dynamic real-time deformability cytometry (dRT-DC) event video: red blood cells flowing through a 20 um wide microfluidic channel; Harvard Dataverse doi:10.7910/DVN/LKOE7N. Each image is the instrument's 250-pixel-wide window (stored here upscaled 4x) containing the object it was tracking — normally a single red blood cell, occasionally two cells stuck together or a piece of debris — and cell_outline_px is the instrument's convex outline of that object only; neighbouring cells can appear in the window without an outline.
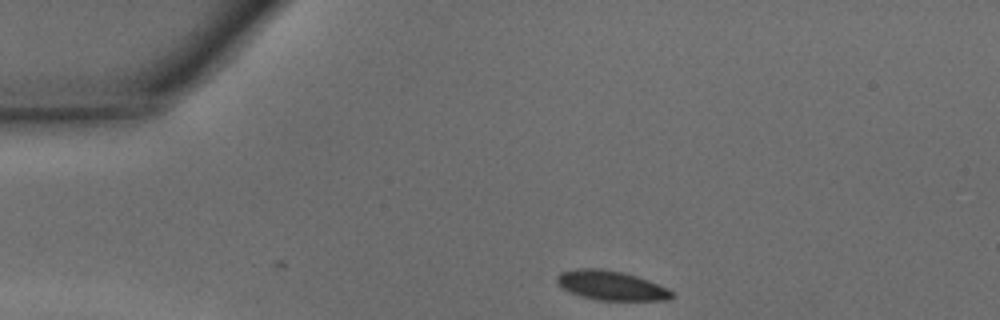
{"species": "common noctule bat (a hibernating species)", "species_latin": "Nyctalus noctula", "temperature_condition": "warm", "stored_images_in_passage": 28, "camera_frame_rate_fps": 3000, "um_per_image_px": 0.085, "animal": {"sex": "male", "body_mass_g": 15.6}, "frame": {"image": 1, "passage_image": 1, "time_ms": 0.0, "image_size_px": [1000, 320], "cell_outline_px": [[676, 296], [668, 300], [600, 300], [568, 292], [556, 284], [556, 276], [560, 272], [576, 268], [600, 268], [620, 272], [636, 276], [648, 280], [668, 288]], "centroid_in_image_um": [51.92, 24.26], "position_along_channel_um": 33.1, "area_um2": 19.71}}
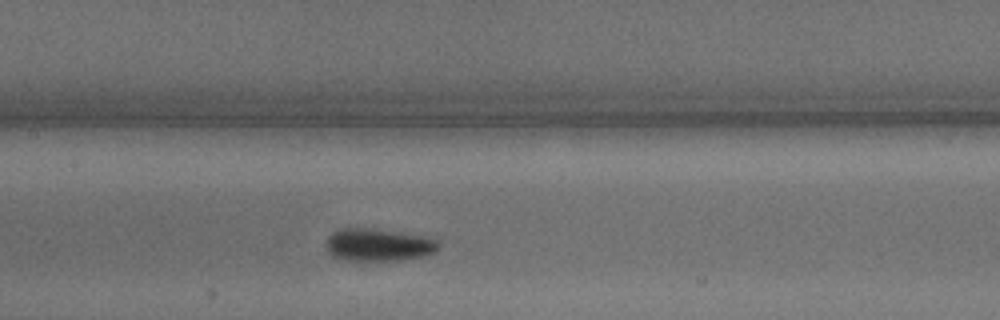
{"frame": {"image": 2, "passage_image": 14, "time_ms": 4.333, "image_size_px": [1000, 320], "cell_outline_px": [[440, 248], [436, 252], [424, 256], [396, 260], [364, 264], [340, 260], [332, 256], [328, 252], [328, 236], [332, 232], [340, 228], [364, 228], [396, 232], [424, 236], [436, 240], [440, 244]], "centroid_in_image_um": [32.13, 20.87], "position_along_channel_um": 175.3, "area_um2": 21.96}}
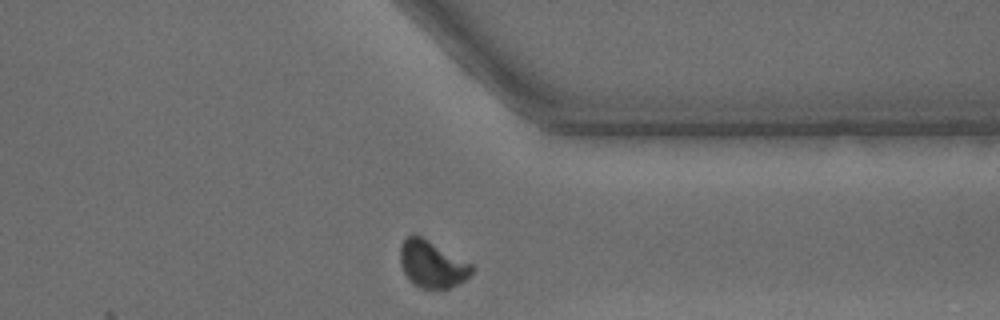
{"frame": {"image": 3, "passage_image": 28, "time_ms": 9.0, "image_size_px": [1000, 320], "cell_outline_px": [[476, 268], [460, 284], [448, 288], [420, 288], [412, 284], [408, 280], [400, 264], [400, 244], [404, 236], [412, 232], [416, 232], [472, 264]], "centroid_in_image_um": [36.68, 22.4], "position_along_channel_um": 374.7, "area_um2": 20.17}, "authors_computed_cell_mechanics": {"area_um2": 21.097, "velocity_mm_per_s": 4.3384, "shape_relaxation_time_tau1_ms": 2.2675, "shape_relaxation_time_tau2_ms": null, "deformation_change_tau1": 0.1041, "deformation_change_tau2": null}}